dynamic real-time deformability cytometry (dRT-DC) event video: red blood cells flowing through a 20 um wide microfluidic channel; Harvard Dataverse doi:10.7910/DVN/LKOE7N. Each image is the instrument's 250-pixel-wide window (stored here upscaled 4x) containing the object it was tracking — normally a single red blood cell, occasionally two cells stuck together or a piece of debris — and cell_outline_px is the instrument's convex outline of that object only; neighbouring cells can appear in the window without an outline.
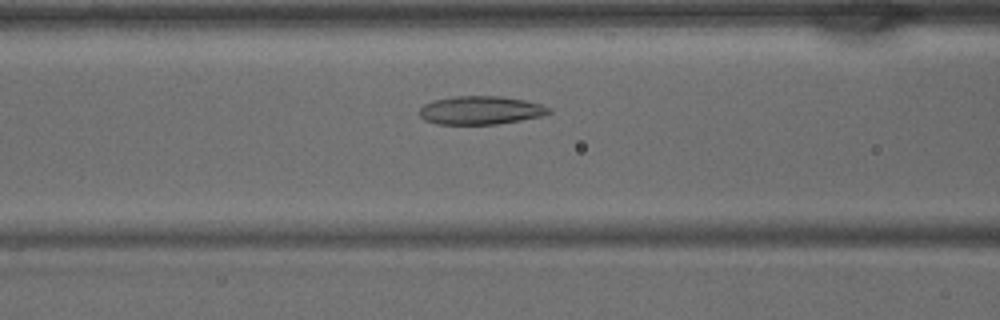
{"species": "common noctule bat (a hibernating species)", "species_latin": "Nyctalus noctula", "temperature_condition": "warm", "stored_images_in_passage": 37, "camera_frame_rate_fps": 3000, "um_per_image_px": 0.085, "animal": {"sex": "male", "body_mass_g": 15.6}, "frame": {"image": 1, "passage_image": 12, "time_ms": 3.667, "image_size_px": [1000, 320], "cell_outline_px": [[552, 112], [544, 116], [496, 124], [436, 124], [424, 120], [416, 112], [424, 104], [436, 100], [452, 96], [500, 96], [524, 100], [540, 104], [552, 108]], "centroid_in_image_um": [40.85, 9.37], "position_along_channel_um": 125.8, "area_um2": 21.56}}
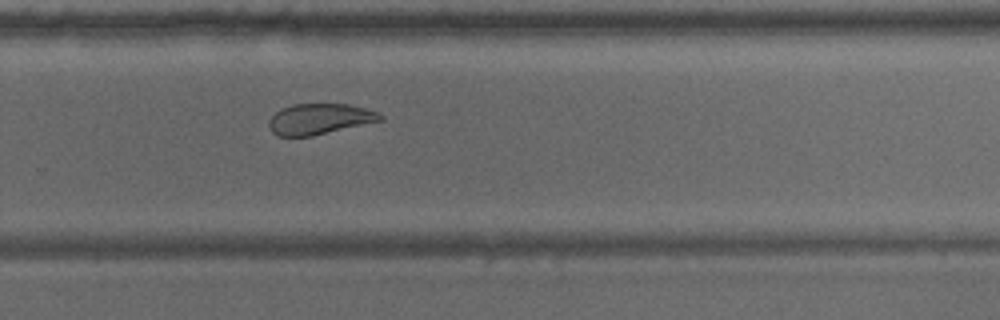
{"frame": {"image": 2, "passage_image": 23, "time_ms": 7.333, "image_size_px": [1000, 320], "cell_outline_px": [[384, 120], [312, 136], [276, 136], [272, 132], [268, 124], [268, 120], [280, 108], [292, 104], [348, 104], [364, 108], [376, 112], [384, 116]], "centroid_in_image_um": [27.14, 10.12], "position_along_channel_um": 302.7, "area_um2": 20.0}}
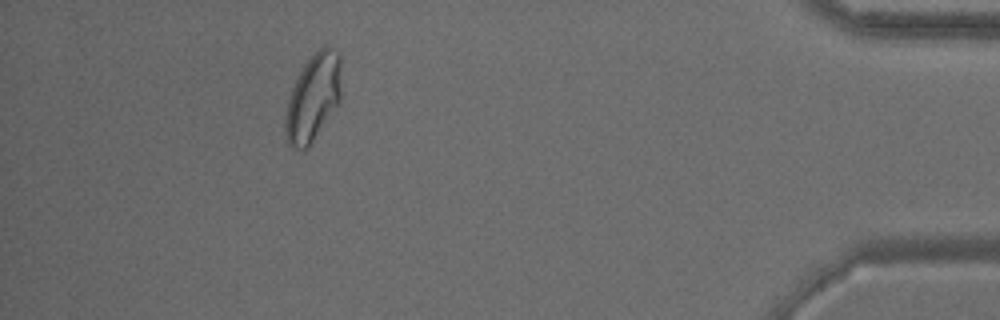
{"frame": {"image": 3, "passage_image": 33, "time_ms": 10.667, "image_size_px": [1000, 320], "cell_outline_px": [[340, 100], [308, 148], [296, 148], [288, 144], [284, 132], [284, 116], [288, 100], [292, 88], [304, 64], [320, 48], [328, 48], [336, 52], [340, 56]], "centroid_in_image_um": [26.58, 8.34], "position_along_channel_um": 408.6, "area_um2": 27.8}}